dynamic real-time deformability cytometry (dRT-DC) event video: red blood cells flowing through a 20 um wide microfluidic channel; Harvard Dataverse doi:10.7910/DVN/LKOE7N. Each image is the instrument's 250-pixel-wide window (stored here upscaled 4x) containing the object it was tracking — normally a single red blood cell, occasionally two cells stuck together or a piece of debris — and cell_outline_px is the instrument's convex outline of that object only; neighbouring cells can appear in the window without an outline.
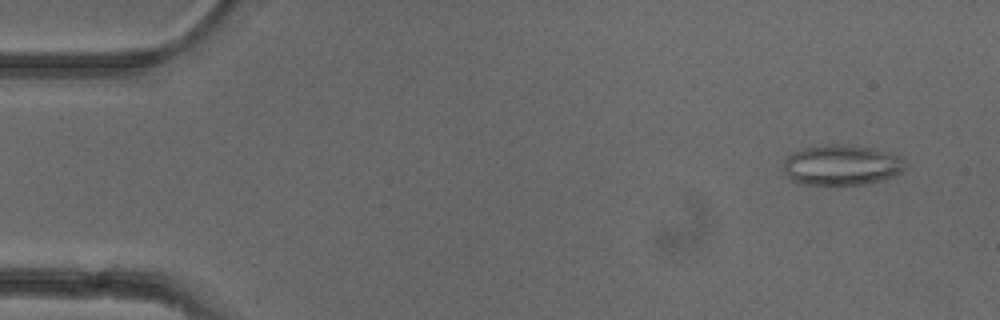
{"species": "common noctule bat (a hibernating species)", "species_latin": "Nyctalus noctula", "temperature_condition": "cold", "stored_images_in_passage": 52, "camera_frame_rate_fps": 3000, "um_per_image_px": 0.085, "animal": {"sex": "female"}, "frame": {"image": 1, "passage_image": 4, "time_ms": 1.0, "image_size_px": [1000, 320], "cell_outline_px": [[904, 168], [896, 176], [884, 180], [864, 184], [800, 184], [792, 180], [788, 176], [784, 168], [784, 160], [792, 152], [824, 144], [840, 144], [872, 148], [888, 152], [900, 156], [904, 160]], "centroid_in_image_um": [71.56, 14.03], "position_along_channel_um": 13.4, "area_um2": 28.5}}
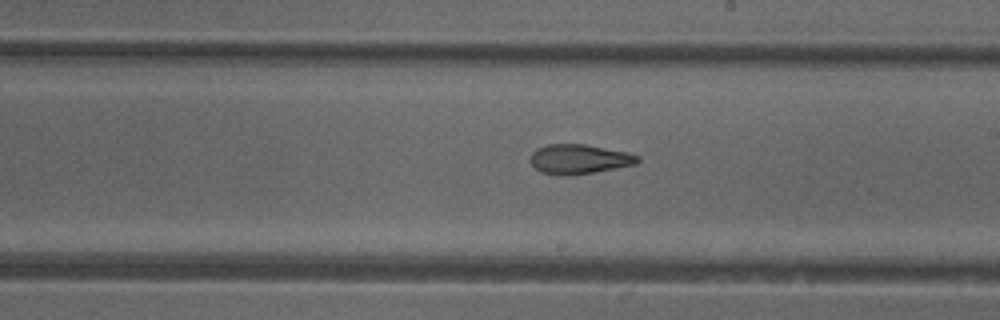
{"frame": {"image": 2, "passage_image": 30, "time_ms": 9.667, "image_size_px": [1000, 320], "cell_outline_px": [[640, 160], [636, 164], [592, 172], [568, 176], [564, 176], [540, 172], [528, 160], [532, 152], [536, 148], [548, 144], [584, 144], [628, 152], [640, 156]], "centroid_in_image_um": [49.2, 13.52], "position_along_channel_um": 239.8, "area_um2": 18.55}}
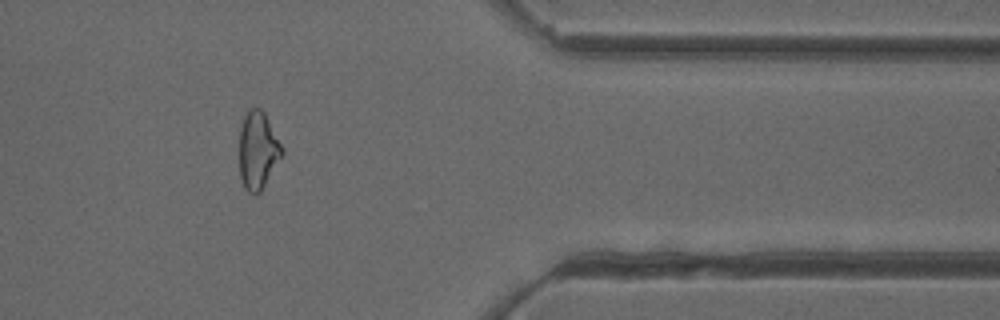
{"frame": {"image": 3, "passage_image": 43, "time_ms": 14.0, "image_size_px": [1000, 320], "cell_outline_px": [[284, 152], [260, 192], [256, 196], [248, 192], [244, 188], [240, 176], [240, 128], [244, 116], [248, 108], [260, 108], [264, 112], [284, 148]], "centroid_in_image_um": [21.92, 12.78], "position_along_channel_um": 389.5, "area_um2": 19.31}, "authors_computed_cell_mechanics": {"area_um2": 20.7213, "velocity_mm_per_s": 3.9622, "shape_relaxation_time_tau1_ms": null, "shape_relaxation_time_tau2_ms": 3.2842, "deformation_change_tau1": null, "deformation_change_tau2": 0.1149}}